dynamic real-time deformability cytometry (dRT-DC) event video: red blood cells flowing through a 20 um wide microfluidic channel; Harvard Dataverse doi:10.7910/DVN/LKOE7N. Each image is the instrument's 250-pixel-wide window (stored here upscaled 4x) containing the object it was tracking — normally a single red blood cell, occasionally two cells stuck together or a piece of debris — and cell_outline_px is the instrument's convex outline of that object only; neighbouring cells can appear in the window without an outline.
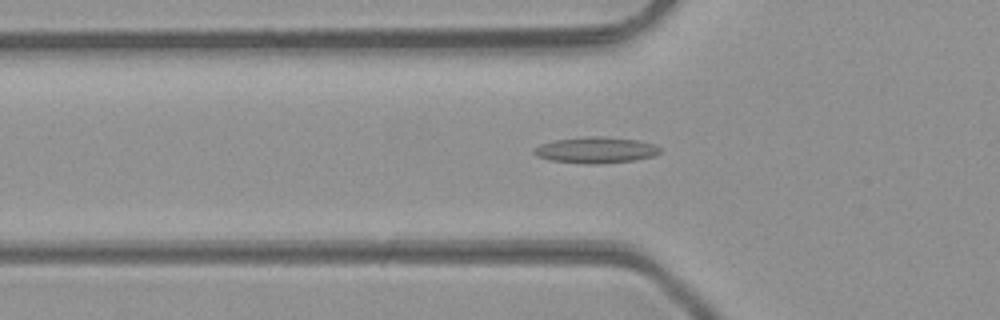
{"species": "common noctule bat (a hibernating species)", "species_latin": "Nyctalus noctula", "temperature_condition": "room temperature", "stored_images_in_passage": 47, "camera_frame_rate_fps": 3000, "um_per_image_px": 0.085, "animal": {"sex": "male", "body_mass_g": 23.1, "forearm_length_mm": 52.7}, "frame": {"image": 1, "passage_image": 16, "time_ms": 5.0, "image_size_px": [1000, 320], "cell_outline_px": [[660, 152], [652, 156], [632, 160], [596, 164], [588, 164], [552, 160], [536, 156], [532, 152], [532, 148], [540, 144], [556, 140], [592, 136], [600, 136], [636, 140], [656, 144], [660, 148]], "centroid_in_image_um": [50.61, 12.75], "position_along_channel_um": 75.2, "area_um2": 18.96}}
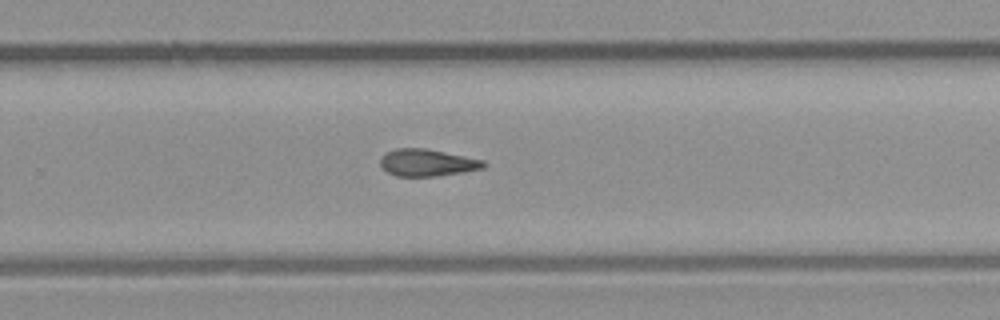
{"frame": {"image": 2, "passage_image": 31, "time_ms": 10.0, "image_size_px": [1000, 320], "cell_outline_px": [[488, 164], [484, 168], [464, 172], [436, 176], [396, 176], [388, 172], [380, 164], [380, 156], [384, 152], [396, 148], [424, 148], [484, 160]], "centroid_in_image_um": [36.3, 13.82], "position_along_channel_um": 293.5, "area_um2": 16.36}}
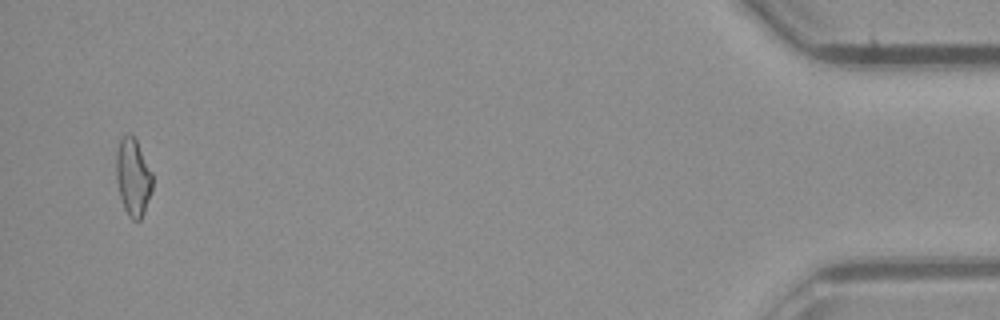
{"frame": {"image": 3, "passage_image": 46, "time_ms": 15.0, "image_size_px": [1000, 320], "cell_outline_px": [[152, 188], [144, 212], [140, 220], [132, 220], [128, 216], [124, 208], [120, 196], [116, 180], [116, 152], [120, 140], [128, 132], [136, 140], [152, 172]], "centroid_in_image_um": [11.3, 15.06], "position_along_channel_um": 423.9, "area_um2": 16.24}, "authors_computed_cell_mechanics": {"area_um2": 16.6464, "velocity_mm_per_s": 4.3468, "shape_relaxation_time_tau1_ms": null, "shape_relaxation_time_tau2_ms": 8.9266, "deformation_change_tau1": null, "deformation_change_tau2": 0.2286}}